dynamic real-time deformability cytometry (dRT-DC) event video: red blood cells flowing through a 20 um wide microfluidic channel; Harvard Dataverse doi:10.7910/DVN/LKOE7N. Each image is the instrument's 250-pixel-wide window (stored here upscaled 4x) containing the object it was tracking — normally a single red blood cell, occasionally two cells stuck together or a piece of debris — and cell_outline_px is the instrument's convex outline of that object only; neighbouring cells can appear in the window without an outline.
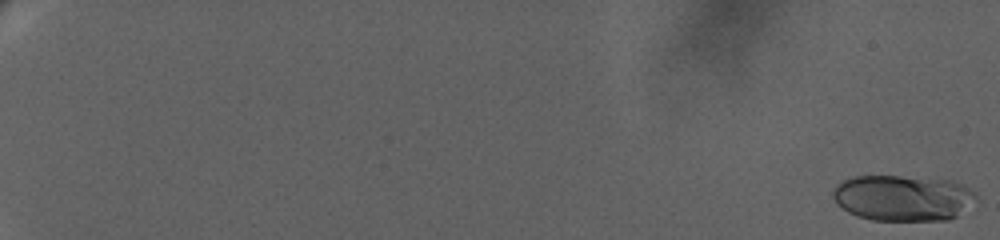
{"species": "human", "species_latin": "Homo sapiens", "temperature_condition": "warm", "stored_images_in_passage": 90, "camera_frame_rate_fps": 3000, "um_per_image_px": 0.085, "donor": {"sex": "female"}, "frame": {"image": 1, "passage_image": 1, "time_ms": 0.0, "image_size_px": [1000, 240], "cell_outline_px": [[976, 196], [956, 216], [948, 220], [872, 220], [856, 216], [848, 212], [836, 204], [832, 196], [832, 188], [836, 184], [844, 180], [856, 176], [900, 176], [952, 180], [964, 184], [976, 192]], "centroid_in_image_um": [76.68, 16.81], "position_along_channel_um": 8.3, "area_um2": 38.32}}
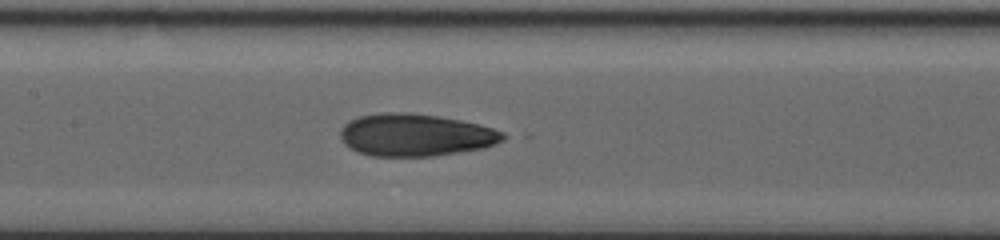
{"frame": {"image": 2, "passage_image": 48, "time_ms": 13.0, "image_size_px": [1000, 240], "cell_outline_px": [[512, 136], [496, 144], [484, 148], [432, 156], [372, 156], [360, 152], [344, 144], [340, 136], [340, 128], [348, 120], [360, 116], [388, 112], [408, 112], [440, 116], [460, 120], [492, 128], [504, 132]], "centroid_in_image_um": [35.35, 11.47], "position_along_channel_um": 172.1, "area_um2": 40.34}}
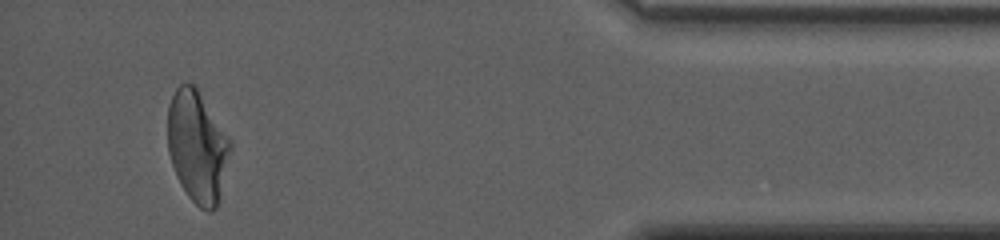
{"frame": {"image": 3, "passage_image": 85, "time_ms": 22.0, "image_size_px": [1000, 240], "cell_outline_px": [[232, 148], [220, 200], [216, 208], [212, 212], [208, 212], [200, 208], [188, 196], [180, 184], [176, 176], [168, 152], [168, 104], [176, 88], [180, 84], [192, 84], [196, 88], [232, 140]], "centroid_in_image_um": [16.8, 12.51], "position_along_channel_um": 418.4, "area_um2": 41.04}, "authors_computed_cell_mechanics": {"area_um2": 38.6682, "velocity_mm_per_s": 3.2056, "shape_relaxation_time_tau1_ms": null, "shape_relaxation_time_tau2_ms": 1.0902, "deformation_change_tau1": null, "deformation_change_tau2": 0.064}}